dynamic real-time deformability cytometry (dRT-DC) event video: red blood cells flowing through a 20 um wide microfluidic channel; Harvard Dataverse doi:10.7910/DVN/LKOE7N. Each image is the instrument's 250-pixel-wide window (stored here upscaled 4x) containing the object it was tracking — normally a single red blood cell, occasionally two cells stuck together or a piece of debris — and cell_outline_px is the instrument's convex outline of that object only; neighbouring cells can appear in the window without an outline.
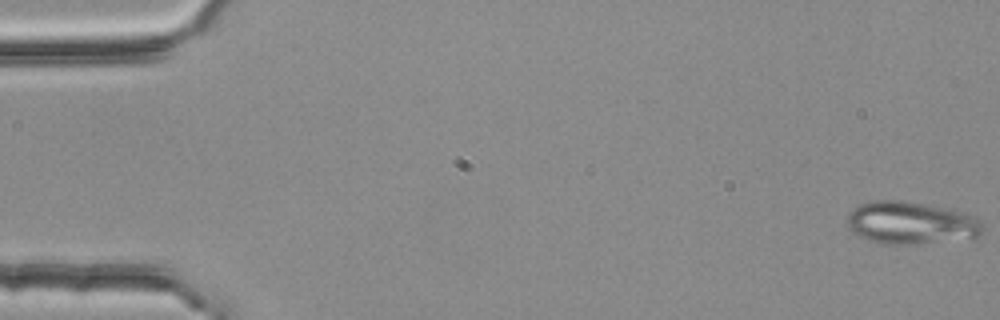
{"species": "common noctule bat (a hibernating species)", "species_latin": "Nyctalus noctula", "temperature_condition": "room temperature", "stored_images_in_passage": 16, "camera_frame_rate_fps": 3000, "um_per_image_px": 0.085, "animal": {"sex": "female", "body_mass_g": 25.1}, "frame": {"image": 1, "passage_image": 1, "time_ms": 0.0, "image_size_px": [1000, 320], "cell_outline_px": [[984, 224], [980, 232], [976, 236], [916, 244], [888, 244], [868, 240], [852, 232], [848, 228], [848, 212], [852, 208], [860, 204], [872, 200], [904, 200], [948, 208], [976, 216]], "centroid_in_image_um": [77.38, 18.92], "position_along_channel_um": 7.6, "area_um2": 33.47}}